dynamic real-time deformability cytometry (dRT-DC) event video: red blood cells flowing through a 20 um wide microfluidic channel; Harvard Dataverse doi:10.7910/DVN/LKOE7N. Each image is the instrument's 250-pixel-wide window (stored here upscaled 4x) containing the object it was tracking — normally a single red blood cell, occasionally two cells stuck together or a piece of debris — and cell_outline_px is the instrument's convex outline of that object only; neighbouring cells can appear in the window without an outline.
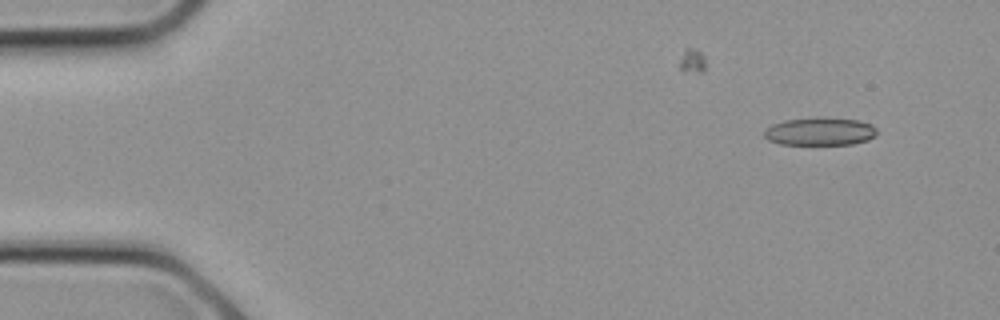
{"species": "common noctule bat (a hibernating species)", "species_latin": "Nyctalus noctula", "temperature_condition": "cold", "stored_images_in_passage": 23, "camera_frame_rate_fps": 3000, "um_per_image_px": 0.085, "animal": {"sex": "female", "body_mass_g": 21.9}, "frame": {"image": 1, "passage_image": 1, "time_ms": 0.0, "image_size_px": [1000, 320], "cell_outline_px": [[876, 136], [868, 140], [852, 144], [780, 144], [768, 140], [764, 136], [764, 128], [772, 124], [784, 120], [816, 116], [824, 116], [860, 120], [872, 124], [876, 128]], "centroid_in_image_um": [69.7, 11.14], "position_along_channel_um": 15.3, "area_um2": 18.84}}
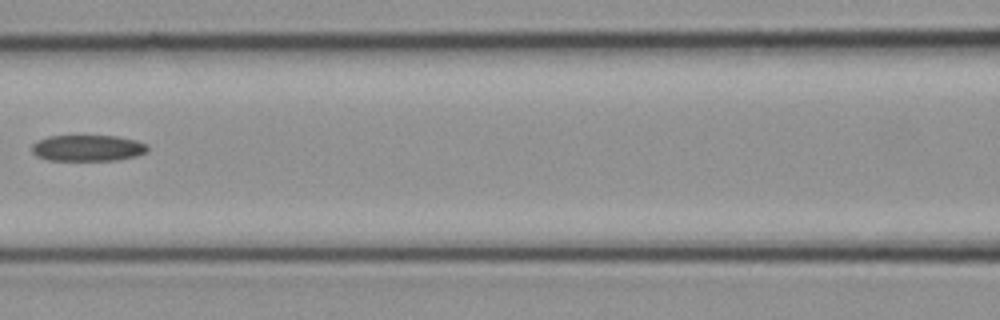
{"frame": {"image": 2, "passage_image": 10, "time_ms": 3.0, "image_size_px": [1000, 320], "cell_outline_px": [[148, 152], [136, 156], [116, 160], [48, 160], [36, 156], [32, 152], [32, 144], [36, 140], [48, 136], [116, 136], [136, 140], [148, 144]], "centroid_in_image_um": [7.46, 12.58], "position_along_channel_um": 159.1, "area_um2": 17.8}}
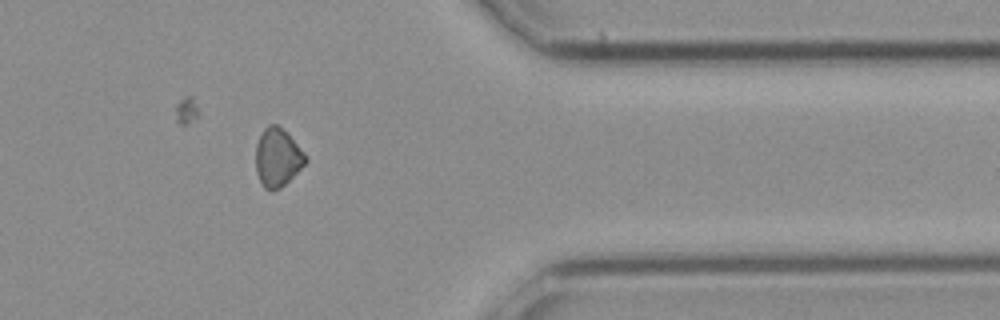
{"frame": {"image": 3, "passage_image": 19, "time_ms": 6.0, "image_size_px": [1000, 320], "cell_outline_px": [[308, 160], [280, 188], [272, 192], [264, 188], [256, 172], [256, 144], [264, 128], [268, 124], [276, 124], [288, 132], [304, 152]], "centroid_in_image_um": [23.58, 13.37], "position_along_channel_um": 387.8, "area_um2": 16.88}}